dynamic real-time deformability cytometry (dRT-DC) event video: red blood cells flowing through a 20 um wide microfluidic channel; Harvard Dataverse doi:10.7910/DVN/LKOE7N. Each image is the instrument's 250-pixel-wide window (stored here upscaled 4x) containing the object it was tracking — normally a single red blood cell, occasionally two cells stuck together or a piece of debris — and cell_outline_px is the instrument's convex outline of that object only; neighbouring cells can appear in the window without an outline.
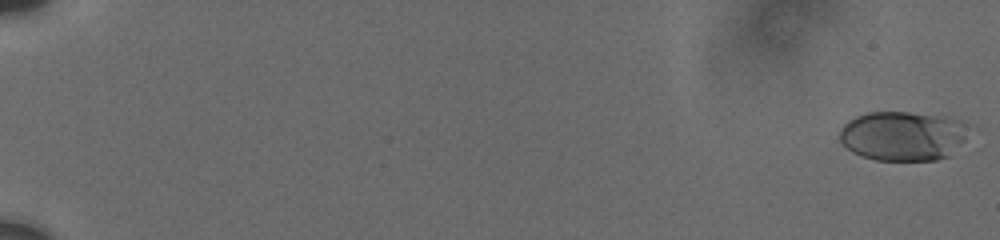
{"species": "human", "species_latin": "Homo sapiens", "temperature_condition": "cold", "stored_images_in_passage": 31, "camera_frame_rate_fps": 3000, "um_per_image_px": 0.085, "donor": {"sex": "male"}, "frame": {"image": 1, "passage_image": 1, "time_ms": 0.0, "image_size_px": [1000, 240], "cell_outline_px": [[964, 140], [948, 156], [936, 160], [876, 160], [860, 156], [852, 152], [836, 136], [840, 128], [848, 120], [856, 116], [868, 112], [908, 112], [944, 116], [960, 120], [964, 124]], "centroid_in_image_um": [76.66, 11.55], "position_along_channel_um": 8.3, "area_um2": 37.11}}
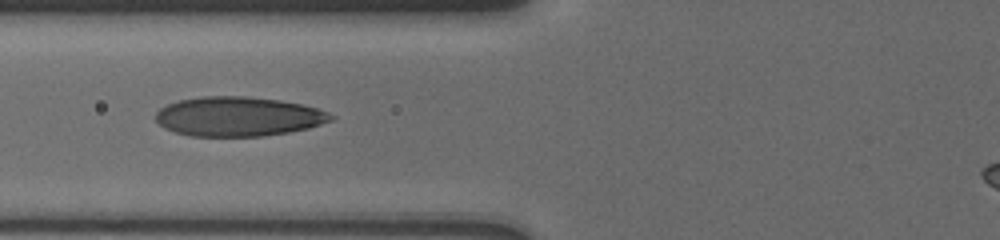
{"frame": {"image": 2, "passage_image": 23, "time_ms": 8.333, "image_size_px": [1000, 240], "cell_outline_px": [[336, 116], [332, 120], [308, 128], [288, 132], [264, 136], [192, 136], [176, 132], [164, 128], [156, 120], [156, 112], [160, 108], [168, 104], [180, 100], [200, 96], [248, 96], [280, 100], [300, 104], [316, 108], [328, 112]], "centroid_in_image_um": [20.25, 9.9], "position_along_channel_um": 105.5, "area_um2": 40.23}}
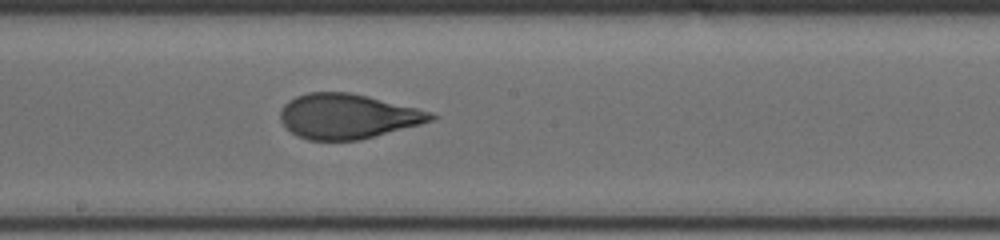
{"frame": {"image": 3, "passage_image": 31, "time_ms": 11.333, "image_size_px": [1000, 240], "cell_outline_px": [[436, 116], [432, 120], [420, 124], [360, 140], [308, 140], [296, 136], [280, 120], [280, 112], [284, 104], [288, 100], [296, 96], [308, 92], [348, 92], [416, 108], [432, 112]], "centroid_in_image_um": [29.5, 9.89], "position_along_channel_um": 218.7, "area_um2": 38.96}}